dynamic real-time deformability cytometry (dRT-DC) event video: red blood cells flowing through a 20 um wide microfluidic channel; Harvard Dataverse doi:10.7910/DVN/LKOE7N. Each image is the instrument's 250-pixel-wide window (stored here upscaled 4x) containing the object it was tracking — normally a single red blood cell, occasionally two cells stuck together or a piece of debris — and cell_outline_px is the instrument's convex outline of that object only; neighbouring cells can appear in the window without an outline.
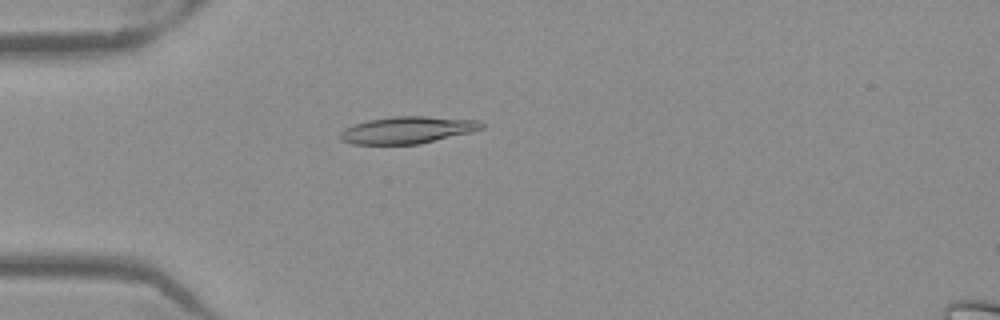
{"species": "Egyptian fruit bat (a non-hibernating species)", "species_latin": "Rousettus aegyptiacus", "temperature_condition": "warm", "stored_images_in_passage": 52, "camera_frame_rate_fps": 3000, "um_per_image_px": 0.085, "frame": {"image": 1, "passage_image": 15, "time_ms": 4.667, "image_size_px": [1000, 320], "cell_outline_px": [[484, 128], [472, 132], [420, 144], [352, 144], [340, 140], [340, 132], [344, 128], [352, 124], [368, 120], [392, 116], [424, 116], [480, 120], [484, 124]], "centroid_in_image_um": [34.63, 11.05], "position_along_channel_um": 50.4, "area_um2": 22.48}}
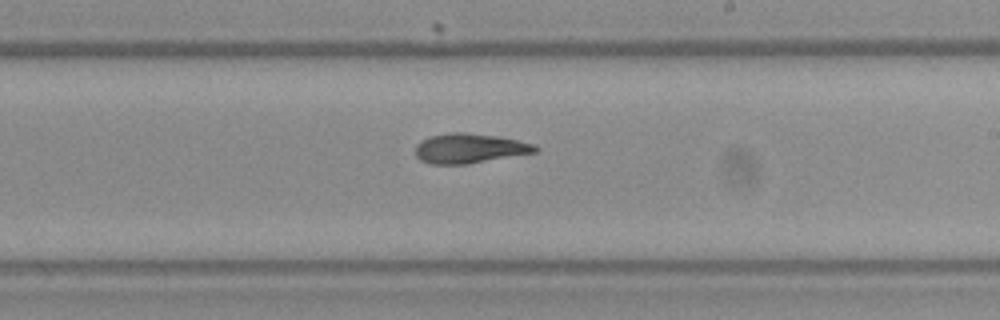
{"frame": {"image": 2, "passage_image": 31, "time_ms": 10.0, "image_size_px": [1000, 320], "cell_outline_px": [[540, 148], [536, 152], [468, 164], [432, 164], [420, 160], [416, 156], [416, 144], [420, 140], [428, 136], [452, 132], [464, 132], [500, 136], [536, 144]], "centroid_in_image_um": [39.91, 12.6], "position_along_channel_um": 249.1, "area_um2": 20.98}}
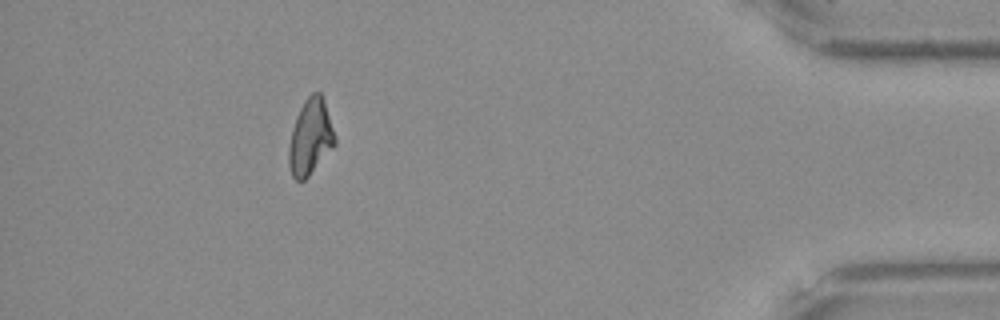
{"frame": {"image": 3, "passage_image": 47, "time_ms": 15.333, "image_size_px": [1000, 320], "cell_outline_px": [[336, 144], [308, 176], [304, 180], [296, 180], [292, 176], [288, 164], [288, 148], [292, 128], [296, 116], [304, 100], [312, 92], [320, 92], [324, 100], [336, 136]], "centroid_in_image_um": [26.38, 11.64], "position_along_channel_um": 408.8, "area_um2": 20.35}, "authors_computed_cell_mechanics": {"area_um2": 20.9525, "velocity_mm_per_s": 3.9638, "shape_relaxation_time_tau1_ms": 6.5662, "shape_relaxation_time_tau2_ms": 8.4446, "deformation_change_tau1": 0.2017, "deformation_change_tau2": 0.1754}}